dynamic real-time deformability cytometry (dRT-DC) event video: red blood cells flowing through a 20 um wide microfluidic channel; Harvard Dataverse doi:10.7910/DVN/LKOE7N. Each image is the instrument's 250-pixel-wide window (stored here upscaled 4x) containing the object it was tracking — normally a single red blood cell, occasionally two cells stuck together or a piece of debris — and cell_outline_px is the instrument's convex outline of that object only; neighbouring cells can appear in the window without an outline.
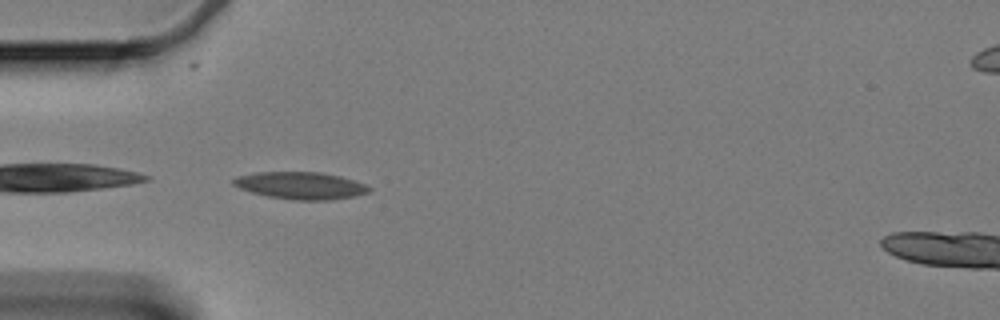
{"species": "Egyptian fruit bat (a non-hibernating species)", "species_latin": "Rousettus aegyptiacus", "temperature_condition": "cold", "stored_images_in_passage": 44, "camera_frame_rate_fps": 3000, "um_per_image_px": 0.085, "animal": {"sex": "female"}, "frame": {"image": 1, "passage_image": 1, "time_ms": 0.0, "image_size_px": [1000, 320], "cell_outline_px": [[372, 188], [368, 192], [356, 196], [328, 200], [296, 200], [268, 196], [252, 192], [240, 188], [232, 184], [232, 180], [236, 176], [252, 172], [320, 172], [340, 176], [364, 184]], "centroid_in_image_um": [25.53, 15.76], "position_along_channel_um": 59.5, "area_um2": 21.44}}
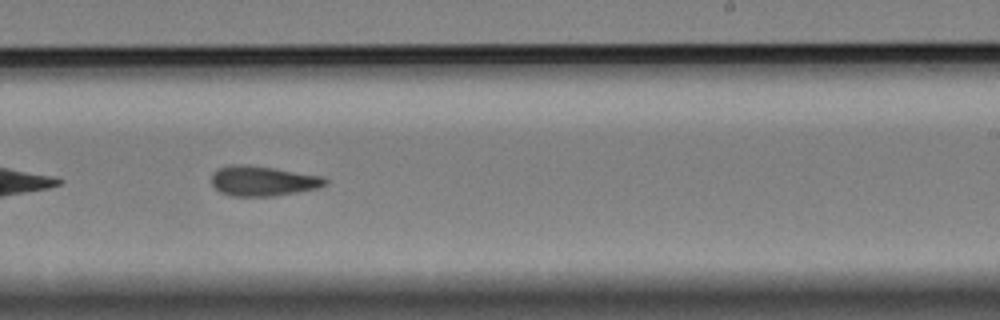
{"frame": {"image": 2, "passage_image": 20, "time_ms": 6.333, "image_size_px": [1000, 320], "cell_outline_px": [[328, 184], [320, 188], [300, 192], [272, 196], [232, 196], [220, 192], [212, 184], [212, 172], [216, 168], [228, 164], [248, 164], [324, 176], [328, 180]], "centroid_in_image_um": [22.36, 15.37], "position_along_channel_um": 266.6, "area_um2": 20.29}}
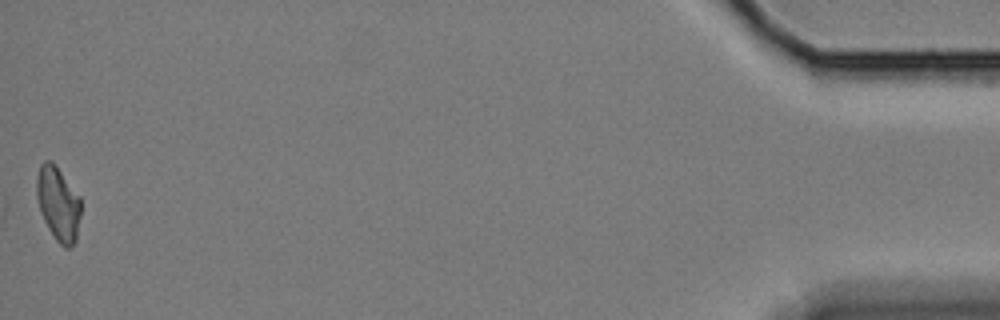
{"frame": {"image": 3, "passage_image": 43, "time_ms": 14.0, "image_size_px": [1000, 320], "cell_outline_px": [[80, 216], [76, 240], [68, 248], [64, 248], [56, 240], [48, 228], [40, 212], [36, 200], [36, 176], [40, 164], [44, 160], [52, 160], [80, 196]], "centroid_in_image_um": [4.92, 17.28], "position_along_channel_um": 430.3, "area_um2": 19.31}}